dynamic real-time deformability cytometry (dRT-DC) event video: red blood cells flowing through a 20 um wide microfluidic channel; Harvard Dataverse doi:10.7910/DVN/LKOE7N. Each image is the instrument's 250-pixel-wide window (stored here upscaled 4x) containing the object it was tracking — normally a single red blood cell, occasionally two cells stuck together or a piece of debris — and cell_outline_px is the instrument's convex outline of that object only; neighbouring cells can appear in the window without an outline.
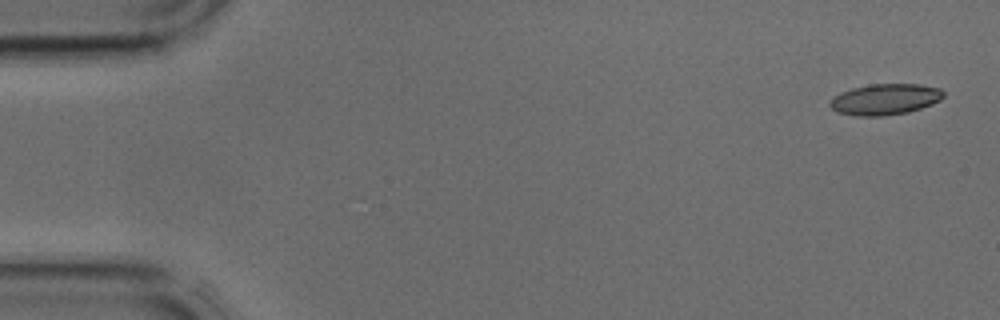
{"species": "common noctule bat (a hibernating species)", "species_latin": "Nyctalus noctula", "temperature_condition": "cold", "stored_images_in_passage": 41, "camera_frame_rate_fps": 3000, "um_per_image_px": 0.085, "animal": {"sex": "male", "body_mass_g": 17.9, "forearm_length_mm": 54.2}, "frame": {"image": 1, "passage_image": 1, "time_ms": 0.0, "image_size_px": [1000, 320], "cell_outline_px": [[944, 96], [940, 100], [932, 104], [908, 112], [880, 116], [856, 116], [836, 112], [828, 104], [840, 92], [852, 88], [868, 84], [920, 84], [940, 88], [944, 92]], "centroid_in_image_um": [75.23, 8.44], "position_along_channel_um": 9.8, "area_um2": 20.52}}
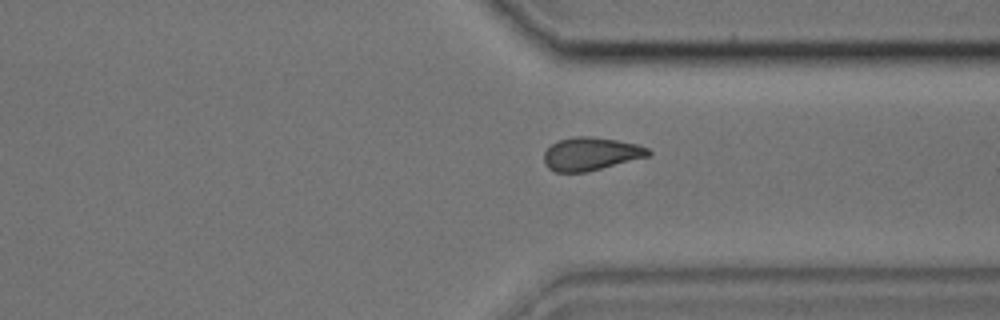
{"frame": {"image": 2, "passage_image": 31, "time_ms": 10.0, "image_size_px": [1000, 320], "cell_outline_px": [[652, 152], [648, 156], [584, 172], [556, 172], [548, 168], [544, 164], [544, 152], [552, 144], [560, 140], [576, 136], [592, 136], [616, 140], [636, 144], [648, 148]], "centroid_in_image_um": [50.19, 13.07], "position_along_channel_um": 361.2, "area_um2": 19.83}}
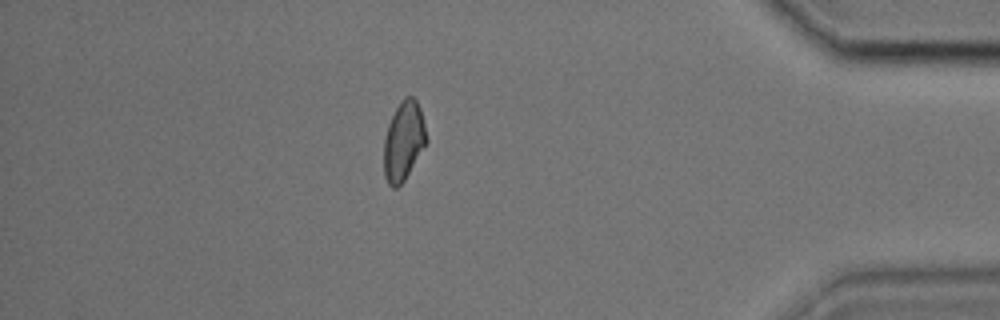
{"frame": {"image": 3, "passage_image": 36, "time_ms": 11.667, "image_size_px": [1000, 320], "cell_outline_px": [[428, 140], [404, 180], [396, 188], [392, 188], [388, 184], [384, 176], [384, 136], [388, 124], [400, 100], [404, 96], [412, 96], [416, 100], [420, 108]], "centroid_in_image_um": [34.29, 11.97], "position_along_channel_um": 400.9, "area_um2": 19.54}}